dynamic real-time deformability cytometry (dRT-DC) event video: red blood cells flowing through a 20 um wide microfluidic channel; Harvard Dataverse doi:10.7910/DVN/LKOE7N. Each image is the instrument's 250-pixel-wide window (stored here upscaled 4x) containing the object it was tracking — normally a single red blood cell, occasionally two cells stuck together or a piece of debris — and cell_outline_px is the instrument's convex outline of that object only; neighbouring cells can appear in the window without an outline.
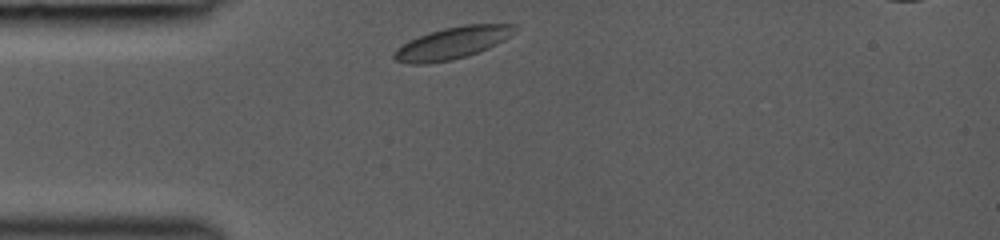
{"species": "common noctule bat (a hibernating species)", "species_latin": "Nyctalus noctula", "temperature_condition": "room temperature", "stored_images_in_passage": 3, "camera_frame_rate_fps": 3000, "um_per_image_px": 0.085, "animal": {"sex": "female", "body_mass_g": 19.0, "forearm_length_mm": 53.3}, "frame": {"image": 1, "passage_image": 1, "time_ms": 0.0, "image_size_px": [1000, 240], "cell_outline_px": [[520, 28], [504, 40], [488, 48], [452, 60], [428, 64], [412, 64], [396, 60], [392, 56], [392, 52], [396, 48], [420, 36], [444, 28], [464, 24], [516, 24]], "centroid_in_image_um": [38.48, 3.65], "position_along_channel_um": 46.5, "area_um2": 22.25}}
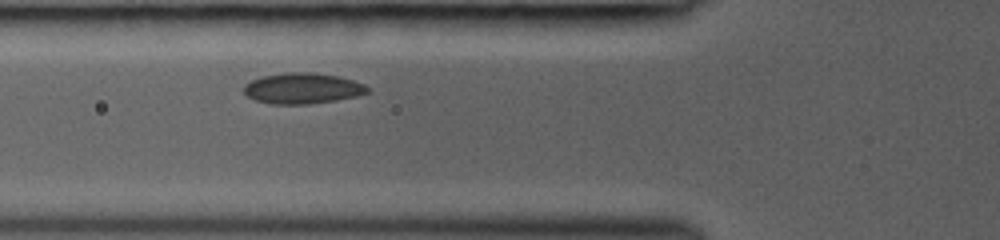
{"frame": {"image": 2, "passage_image": 3, "time_ms": 1.667, "image_size_px": [1000, 240], "cell_outline_px": [[368, 92], [356, 96], [336, 100], [308, 104], [272, 104], [256, 100], [248, 96], [244, 92], [244, 84], [252, 80], [264, 76], [284, 72], [308, 72], [336, 76], [352, 80], [364, 84], [368, 88]], "centroid_in_image_um": [25.69, 7.51], "position_along_channel_um": 100.1, "area_um2": 21.91}}